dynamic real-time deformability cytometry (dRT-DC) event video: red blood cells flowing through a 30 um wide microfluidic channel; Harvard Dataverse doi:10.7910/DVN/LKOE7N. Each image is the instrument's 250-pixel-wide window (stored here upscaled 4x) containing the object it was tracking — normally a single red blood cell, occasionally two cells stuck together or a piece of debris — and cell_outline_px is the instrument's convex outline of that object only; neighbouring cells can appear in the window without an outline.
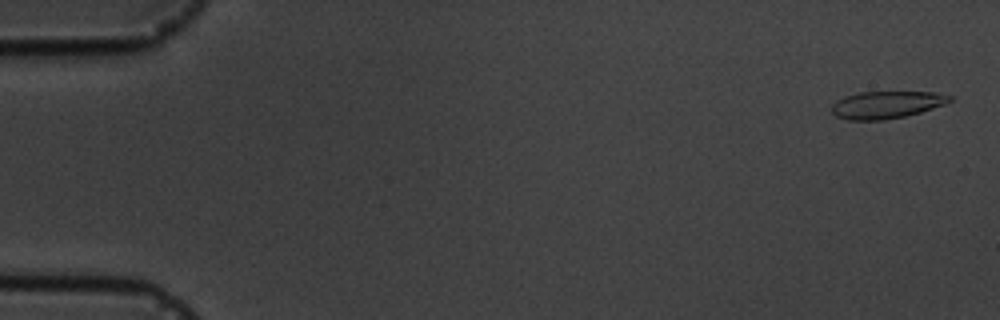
{"species": "common noctule bat (a hibernating species)", "species_latin": "Nyctalus noctula", "temperature_condition": "cold", "stored_images_in_passage": 16, "camera_frame_rate_fps": 3000, "um_per_image_px": 0.085, "animal": {"sex": "male", "body_mass_g": 19.5, "forearm_length_mm": 54.6}, "frame": {"image": 1, "passage_image": 1, "time_ms": 0.0, "image_size_px": [1000, 320], "cell_outline_px": [[952, 100], [944, 104], [920, 112], [904, 116], [884, 120], [848, 120], [836, 116], [832, 112], [832, 104], [836, 100], [844, 96], [860, 92], [936, 92], [952, 96]], "centroid_in_image_um": [75.32, 8.9], "position_along_channel_um": 9.7, "area_um2": 18.73}}
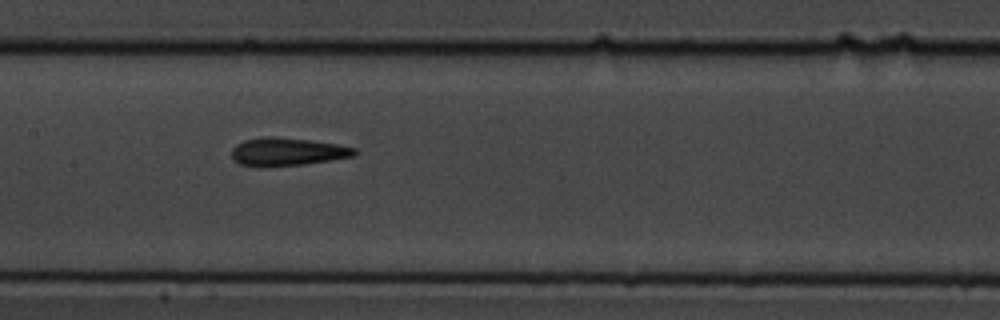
{"frame": {"image": 2, "passage_image": 8, "time_ms": 8.667, "image_size_px": [1000, 320], "cell_outline_px": [[356, 156], [304, 164], [240, 164], [232, 160], [232, 148], [236, 144], [244, 140], [264, 136], [276, 136], [308, 140], [336, 144], [356, 148]], "centroid_in_image_um": [24.44, 12.85], "position_along_channel_um": 183.0, "area_um2": 19.42}}
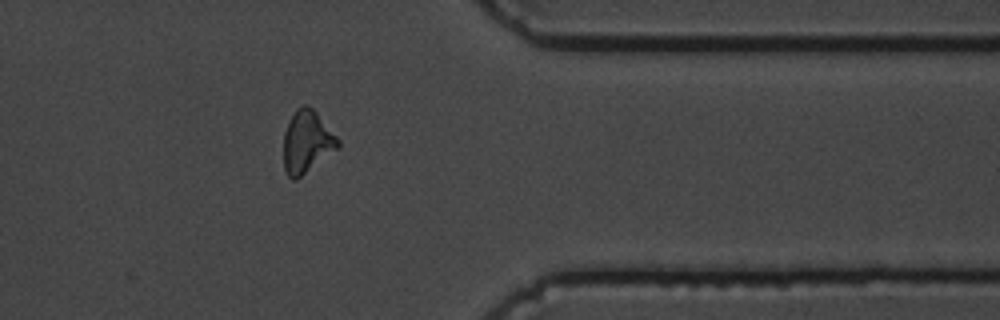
{"frame": {"image": 3, "passage_image": 13, "time_ms": 14.667, "image_size_px": [1000, 320], "cell_outline_px": [[340, 148], [296, 180], [292, 180], [288, 176], [284, 168], [284, 132], [288, 120], [296, 108], [304, 104], [308, 104], [316, 112], [340, 140]], "centroid_in_image_um": [26.09, 12.06], "position_along_channel_um": 385.3, "area_um2": 20.0}, "authors_computed_cell_mechanics": {"area_um2": 19.363, "velocity_mm_per_s": 3.5833, "shape_relaxation_time_tau1_ms": null, "shape_relaxation_time_tau2_ms": 3.7214, "deformation_change_tau1": null, "deformation_change_tau2": 0.1164}}